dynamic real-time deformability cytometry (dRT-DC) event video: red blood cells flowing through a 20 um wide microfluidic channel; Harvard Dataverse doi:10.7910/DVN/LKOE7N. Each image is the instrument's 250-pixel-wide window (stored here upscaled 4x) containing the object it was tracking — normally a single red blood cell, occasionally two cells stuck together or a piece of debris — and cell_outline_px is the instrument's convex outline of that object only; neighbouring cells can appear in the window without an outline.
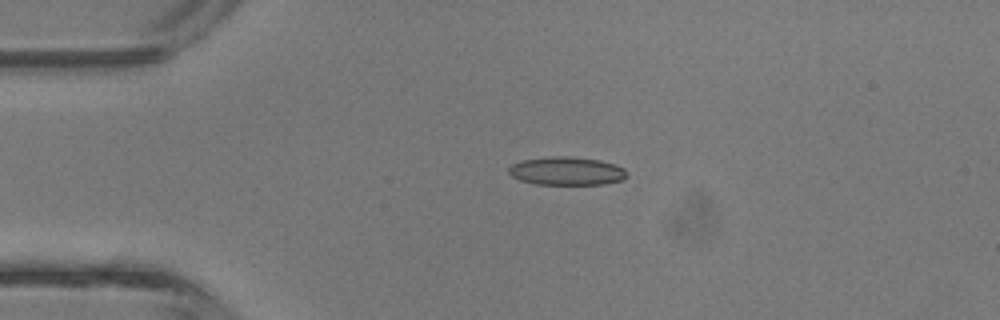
{"species": "common noctule bat (a hibernating species)", "species_latin": "Nyctalus noctula", "temperature_condition": "room temperature", "stored_images_in_passage": 3, "camera_frame_rate_fps": 3000, "um_per_image_px": 0.085, "animal": {"sex": "male", "body_mass_g": 13.3}, "frame": {"image": 1, "passage_image": 1, "time_ms": 0.0, "image_size_px": [1000, 320], "cell_outline_px": [[628, 176], [624, 180], [604, 184], [536, 184], [520, 180], [512, 176], [508, 172], [508, 168], [512, 164], [520, 160], [552, 156], [572, 156], [600, 160], [616, 164], [624, 168], [628, 172]], "centroid_in_image_um": [48.2, 14.53], "position_along_channel_um": 36.8, "area_um2": 19.77}}
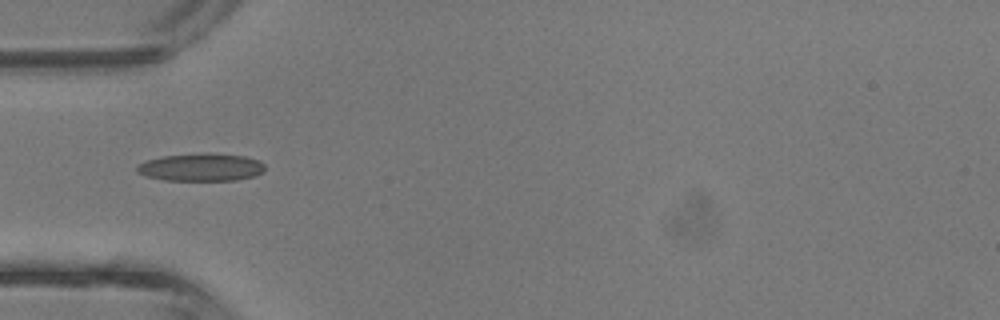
{"frame": {"image": 2, "passage_image": 2, "time_ms": 0.333, "image_size_px": [1000, 320], "cell_outline_px": [[264, 172], [256, 176], [236, 180], [164, 180], [148, 176], [136, 172], [136, 164], [160, 156], [204, 152], [208, 152], [244, 156], [260, 160], [264, 164]], "centroid_in_image_um": [17.1, 14.2], "position_along_channel_um": 67.9, "area_um2": 20.98}}
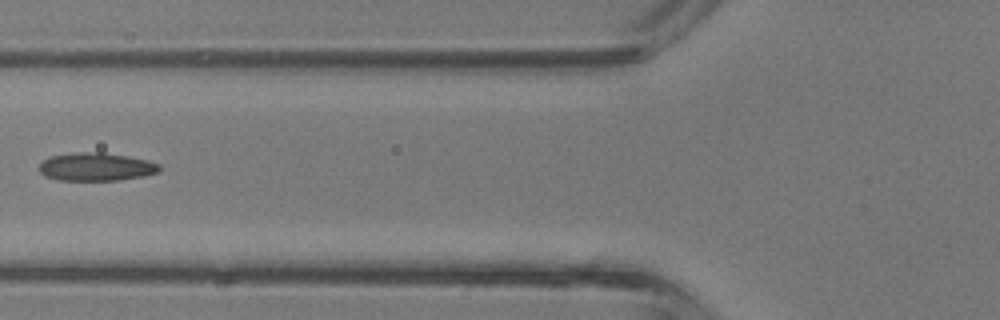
{"frame": {"image": 3, "passage_image": 3, "time_ms": 0.667, "image_size_px": [1000, 320], "cell_outline_px": [[160, 172], [144, 176], [120, 180], [56, 180], [44, 176], [40, 172], [40, 164], [48, 156], [72, 152], [104, 152], [128, 156], [148, 160], [160, 164]], "centroid_in_image_um": [8.17, 14.17], "position_along_channel_um": 117.6, "area_um2": 20.0}}